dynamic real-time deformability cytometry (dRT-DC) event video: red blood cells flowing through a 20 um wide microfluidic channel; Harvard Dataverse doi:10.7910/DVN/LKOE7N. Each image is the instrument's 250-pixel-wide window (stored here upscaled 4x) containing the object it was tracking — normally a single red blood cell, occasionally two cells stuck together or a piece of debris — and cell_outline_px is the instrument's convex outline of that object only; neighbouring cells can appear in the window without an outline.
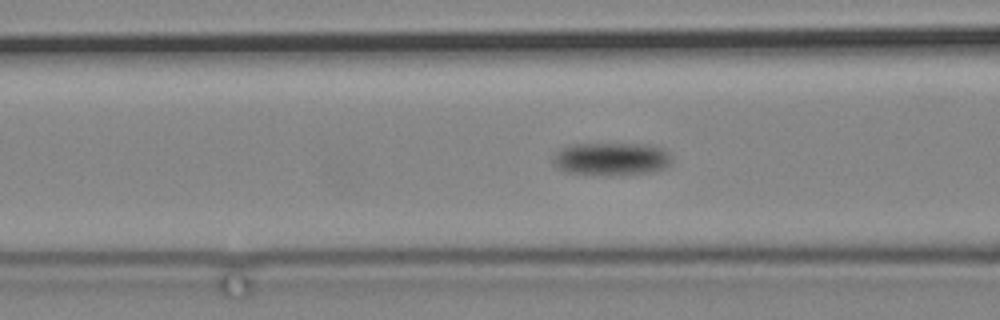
{"species": "common noctule bat (a hibernating species)", "species_latin": "Nyctalus noctula", "temperature_condition": "cold", "stored_images_in_passage": 72, "camera_frame_rate_fps": 3000, "um_per_image_px": 0.085, "animal": {"sex": "male", "body_mass_g": 19.2, "forearm_length_mm": 51.8}, "frame": {"image": 1, "passage_image": 25, "time_ms": 8.0, "image_size_px": [1000, 320], "cell_outline_px": [[668, 164], [652, 172], [564, 172], [552, 164], [552, 160], [556, 152], [560, 148], [568, 144], [648, 144], [664, 148], [668, 152]], "centroid_in_image_um": [51.88, 13.44], "position_along_channel_um": 114.7, "area_um2": 21.62}}
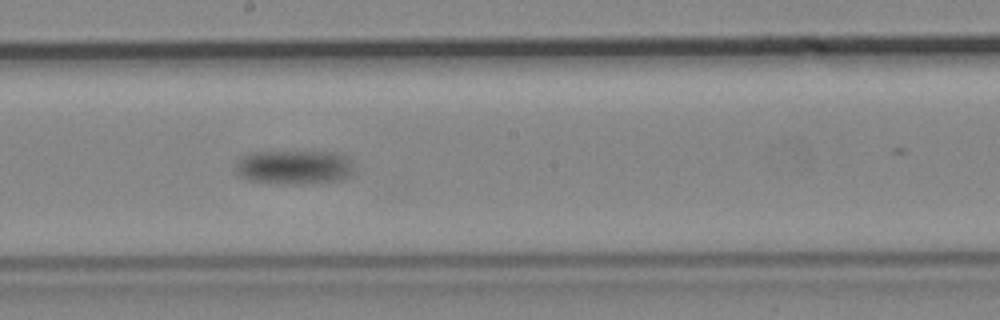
{"frame": {"image": 2, "passage_image": 37, "time_ms": 12.0, "image_size_px": [1000, 320], "cell_outline_px": [[356, 168], [344, 180], [304, 184], [284, 184], [248, 180], [240, 176], [236, 172], [236, 164], [244, 156], [252, 152], [344, 152]], "centroid_in_image_um": [25.08, 14.21], "position_along_channel_um": 223.1, "area_um2": 23.87}}
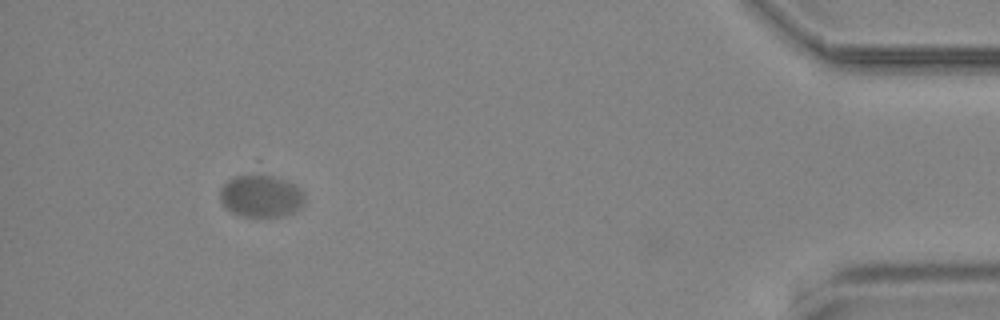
{"frame": {"image": 3, "passage_image": 65, "time_ms": 21.333, "image_size_px": [1000, 320], "cell_outline_px": [[304, 200], [300, 208], [292, 212], [280, 216], [240, 216], [224, 208], [220, 200], [220, 188], [232, 176], [256, 160], [260, 160], [296, 184], [300, 188], [304, 196]], "centroid_in_image_um": [22.15, 16.36], "position_along_channel_um": 413.0, "area_um2": 24.22}}